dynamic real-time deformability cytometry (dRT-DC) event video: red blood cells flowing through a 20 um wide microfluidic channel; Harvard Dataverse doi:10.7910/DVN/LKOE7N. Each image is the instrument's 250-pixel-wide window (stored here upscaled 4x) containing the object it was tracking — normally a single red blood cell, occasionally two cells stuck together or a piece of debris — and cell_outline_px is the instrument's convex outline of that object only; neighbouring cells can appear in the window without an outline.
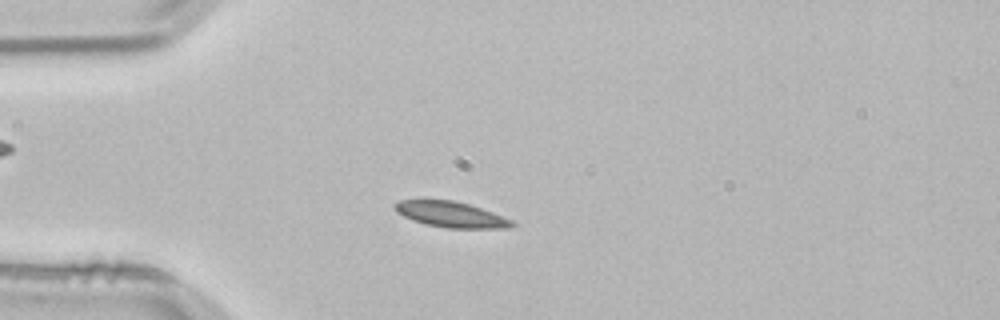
{"species": "common noctule bat (a hibernating species)", "species_latin": "Nyctalus noctula", "temperature_condition": "room temperature", "stored_images_in_passage": 42, "camera_frame_rate_fps": 3000, "um_per_image_px": 0.085, "animal": {"sex": "male", "body_mass_g": 21.5, "forearm_length_mm": 52.0}, "frame": {"image": 1, "passage_image": 3, "time_ms": 0.667, "image_size_px": [1000, 320], "cell_outline_px": [[516, 224], [512, 228], [448, 228], [424, 224], [412, 220], [396, 212], [392, 204], [400, 200], [456, 200], [492, 212], [512, 220]], "centroid_in_image_um": [38.32, 18.23], "position_along_channel_um": 46.7, "area_um2": 17.57}}
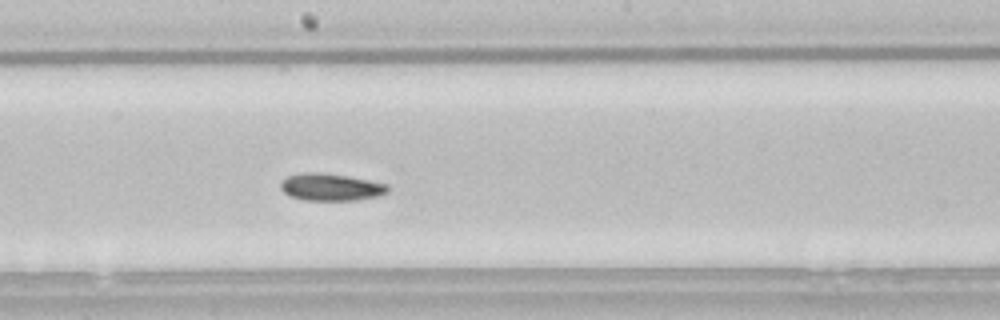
{"frame": {"image": 2, "passage_image": 18, "time_ms": 5.667, "image_size_px": [1000, 320], "cell_outline_px": [[388, 192], [376, 196], [356, 200], [304, 200], [288, 196], [280, 188], [280, 180], [288, 176], [308, 172], [316, 172], [348, 176], [388, 184]], "centroid_in_image_um": [28.08, 15.9], "position_along_channel_um": 220.1, "area_um2": 16.94}}
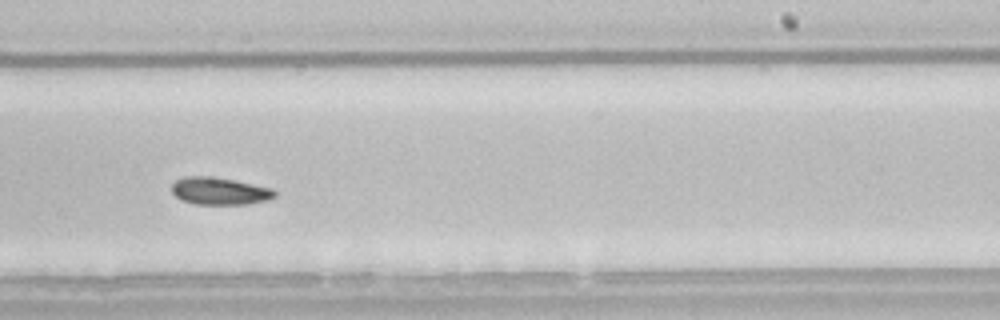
{"frame": {"image": 3, "passage_image": 22, "time_ms": 7.0, "image_size_px": [1000, 320], "cell_outline_px": [[276, 196], [268, 200], [248, 204], [196, 204], [180, 200], [172, 192], [172, 184], [176, 180], [184, 176], [208, 176], [236, 180], [276, 188]], "centroid_in_image_um": [18.71, 16.23], "position_along_channel_um": 270.3, "area_um2": 16.7}, "authors_computed_cell_mechanics": {"area_um2": 16.762, "velocity_mm_per_s": 3.8002, "shape_relaxation_time_tau1_ms": 4.732, "shape_relaxation_time_tau2_ms": null, "deformation_change_tau1": 0.0836, "deformation_change_tau2": null}}